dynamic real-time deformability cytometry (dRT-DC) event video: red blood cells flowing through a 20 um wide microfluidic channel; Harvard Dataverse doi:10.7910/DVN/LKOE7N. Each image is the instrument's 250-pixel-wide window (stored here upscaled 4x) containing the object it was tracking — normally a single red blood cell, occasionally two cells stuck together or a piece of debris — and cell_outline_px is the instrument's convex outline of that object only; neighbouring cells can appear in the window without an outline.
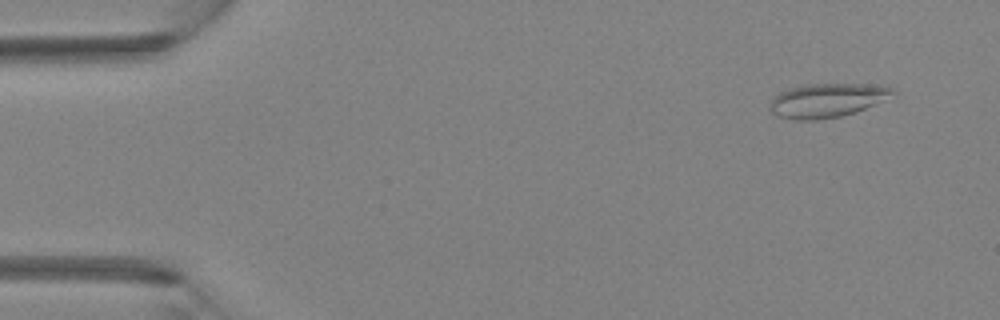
{"species": "Egyptian fruit bat (a non-hibernating species)", "species_latin": "Rousettus aegyptiacus", "temperature_condition": "room temperature", "stored_images_in_passage": 5, "camera_frame_rate_fps": 3000, "um_per_image_px": 0.085, "animal": {"sex": "female"}, "frame": {"image": 1, "passage_image": 1, "time_ms": 0.0, "image_size_px": [1000, 320], "cell_outline_px": [[896, 96], [856, 112], [840, 116], [816, 120], [796, 120], [780, 116], [772, 112], [768, 108], [772, 96], [788, 88], [808, 84], [864, 84], [892, 88], [896, 92]], "centroid_in_image_um": [70.3, 8.53], "position_along_channel_um": 14.7, "area_um2": 24.45}}